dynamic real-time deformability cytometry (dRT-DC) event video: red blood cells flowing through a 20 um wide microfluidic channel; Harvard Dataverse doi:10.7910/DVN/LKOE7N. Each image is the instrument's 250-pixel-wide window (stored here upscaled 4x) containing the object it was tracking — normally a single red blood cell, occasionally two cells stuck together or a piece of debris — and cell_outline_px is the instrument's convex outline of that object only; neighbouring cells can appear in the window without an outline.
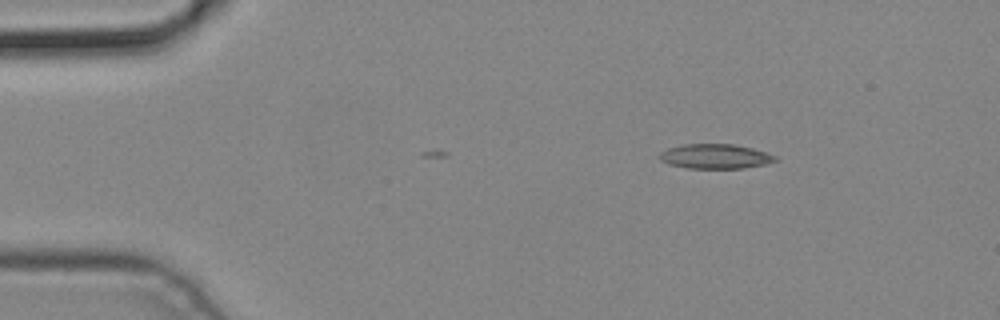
{"species": "common noctule bat (a hibernating species)", "species_latin": "Nyctalus noctula", "temperature_condition": "cold", "stored_images_in_passage": 3, "camera_frame_rate_fps": 3000, "um_per_image_px": 0.085, "animal": {"sex": "male", "body_mass_g": 19.2, "forearm_length_mm": 51.8}, "frame": {"image": 1, "passage_image": 1, "time_ms": 0.0, "image_size_px": [1000, 320], "cell_outline_px": [[780, 160], [768, 164], [744, 168], [688, 168], [668, 164], [660, 160], [660, 152], [668, 148], [684, 144], [736, 144], [752, 148], [776, 156]], "centroid_in_image_um": [60.83, 13.29], "position_along_channel_um": 24.2, "area_um2": 16.7}}